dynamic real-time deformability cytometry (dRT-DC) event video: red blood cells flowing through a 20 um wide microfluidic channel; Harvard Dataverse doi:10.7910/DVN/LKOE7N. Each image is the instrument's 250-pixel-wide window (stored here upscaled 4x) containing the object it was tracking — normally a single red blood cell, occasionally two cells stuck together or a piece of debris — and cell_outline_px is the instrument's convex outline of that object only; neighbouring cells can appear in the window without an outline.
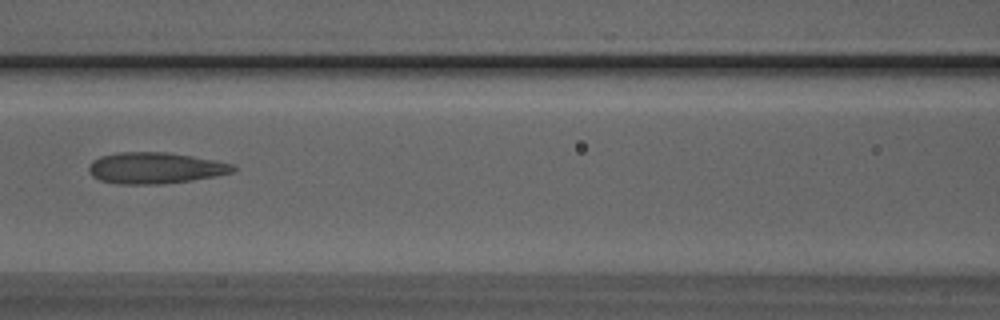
{"species": "Egyptian fruit bat (a non-hibernating species)", "species_latin": "Rousettus aegyptiacus", "temperature_condition": "room temperature", "stored_images_in_passage": 3, "camera_frame_rate_fps": 3000, "um_per_image_px": 0.085, "animal": {"sex": "male"}, "frame": {"image": 1, "passage_image": 3, "time_ms": 0.667, "image_size_px": [1000, 320], "cell_outline_px": [[236, 168], [232, 172], [216, 176], [192, 180], [160, 184], [120, 184], [100, 180], [92, 176], [88, 172], [88, 168], [92, 160], [100, 156], [120, 152], [168, 152], [216, 160], [232, 164]], "centroid_in_image_um": [13.17, 14.28], "position_along_channel_um": 153.4, "area_um2": 26.3}}